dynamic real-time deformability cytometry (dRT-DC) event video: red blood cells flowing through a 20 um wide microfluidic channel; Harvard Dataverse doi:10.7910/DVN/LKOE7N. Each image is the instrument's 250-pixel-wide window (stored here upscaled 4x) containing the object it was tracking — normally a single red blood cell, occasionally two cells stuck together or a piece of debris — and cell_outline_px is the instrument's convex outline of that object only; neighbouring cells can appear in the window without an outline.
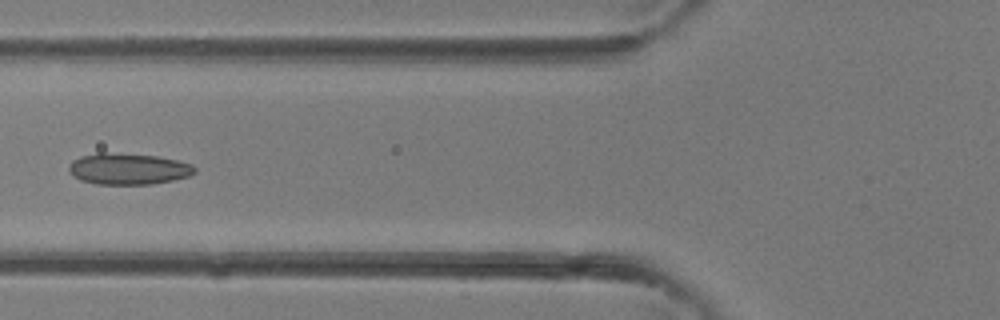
{"species": "common noctule bat (a hibernating species)", "species_latin": "Nyctalus noctula", "temperature_condition": "room temperature", "stored_images_in_passage": 2, "camera_frame_rate_fps": 3000, "um_per_image_px": 0.085, "animal": {"sex": "female"}, "frame": {"image": 1, "passage_image": 2, "time_ms": 0.333, "image_size_px": [1000, 320], "cell_outline_px": [[196, 172], [188, 176], [172, 180], [152, 184], [96, 184], [80, 180], [72, 176], [68, 168], [68, 164], [72, 160], [80, 156], [100, 152], [104, 152], [156, 156], [176, 160], [192, 164], [196, 168]], "centroid_in_image_um": [10.86, 14.35], "position_along_channel_um": 114.9, "area_um2": 23.0}}